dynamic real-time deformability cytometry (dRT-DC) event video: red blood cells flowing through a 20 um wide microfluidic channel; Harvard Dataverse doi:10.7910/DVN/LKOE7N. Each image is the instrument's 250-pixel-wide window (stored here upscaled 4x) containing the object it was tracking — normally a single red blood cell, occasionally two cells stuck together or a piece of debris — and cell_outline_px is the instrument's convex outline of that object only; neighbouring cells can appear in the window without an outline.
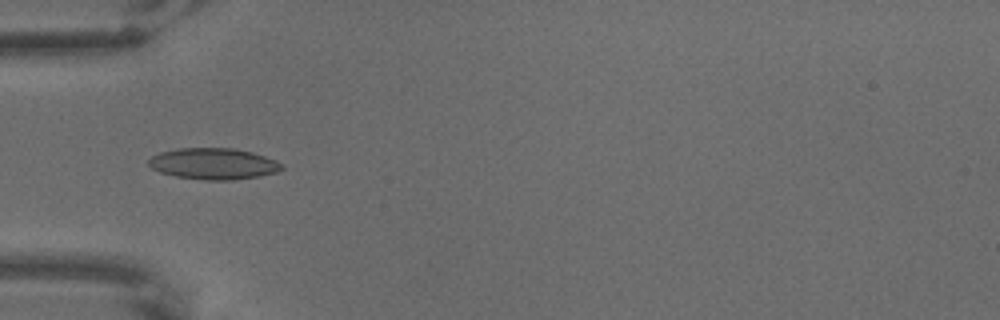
{"species": "common noctule bat (a hibernating species)", "species_latin": "Nyctalus noctula", "temperature_condition": "warm", "stored_images_in_passage": 8, "camera_frame_rate_fps": 3000, "um_per_image_px": 0.085, "animal": {"sex": "male", "body_mass_g": 18.8}, "frame": {"image": 1, "passage_image": 6, "time_ms": 1.667, "image_size_px": [1000, 320], "cell_outline_px": [[284, 168], [276, 172], [260, 176], [232, 180], [208, 180], [176, 176], [160, 172], [152, 168], [148, 164], [148, 160], [152, 156], [160, 152], [180, 148], [232, 148], [252, 152], [276, 160], [284, 164]], "centroid_in_image_um": [18.17, 13.91], "position_along_channel_um": 66.8, "area_um2": 24.22}}
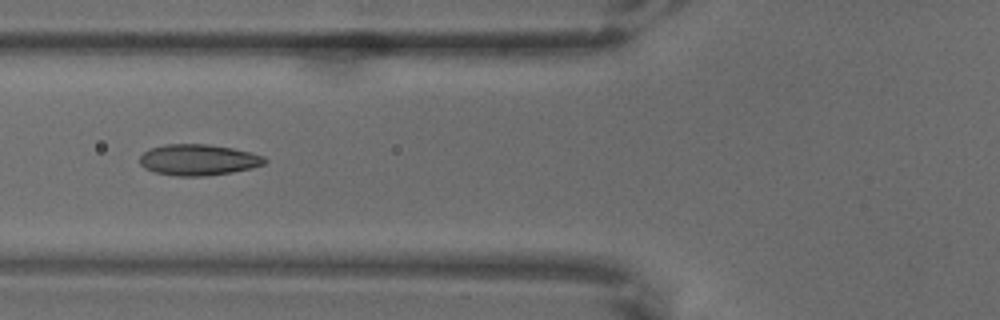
{"frame": {"image": 2, "passage_image": 7, "time_ms": 2.0, "image_size_px": [1000, 320], "cell_outline_px": [[268, 160], [264, 164], [252, 168], [232, 172], [204, 176], [176, 176], [156, 172], [144, 168], [140, 164], [140, 156], [148, 148], [164, 144], [208, 144], [232, 148], [264, 156]], "centroid_in_image_um": [16.84, 13.58], "position_along_channel_um": 109.0, "area_um2": 22.66}}
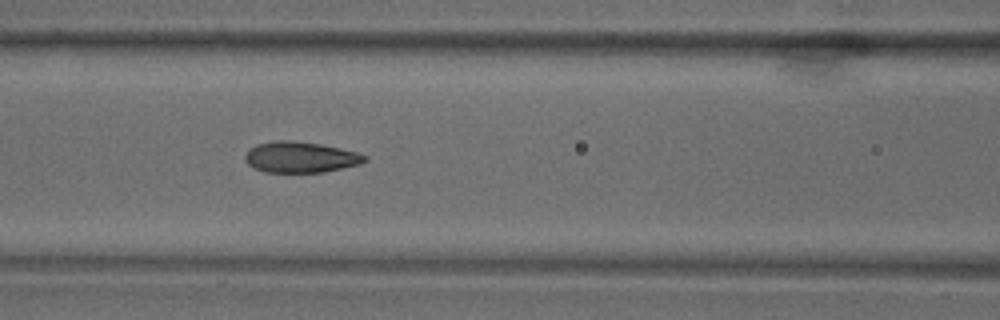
{"frame": {"image": 3, "passage_image": 8, "time_ms": 2.333, "image_size_px": [1000, 320], "cell_outline_px": [[368, 160], [360, 164], [324, 172], [264, 172], [248, 164], [244, 160], [244, 156], [248, 148], [256, 144], [272, 140], [292, 140], [320, 144], [340, 148], [356, 152], [368, 156]], "centroid_in_image_um": [25.51, 13.35], "position_along_channel_um": 141.1, "area_um2": 21.73}}